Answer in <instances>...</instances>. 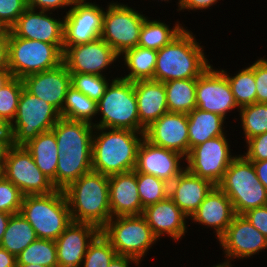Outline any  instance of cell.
<instances>
[{
    "instance_id": "cell-53",
    "label": "cell",
    "mask_w": 267,
    "mask_h": 267,
    "mask_svg": "<svg viewBox=\"0 0 267 267\" xmlns=\"http://www.w3.org/2000/svg\"><path fill=\"white\" fill-rule=\"evenodd\" d=\"M257 174V178L267 189V160L251 161Z\"/></svg>"
},
{
    "instance_id": "cell-21",
    "label": "cell",
    "mask_w": 267,
    "mask_h": 267,
    "mask_svg": "<svg viewBox=\"0 0 267 267\" xmlns=\"http://www.w3.org/2000/svg\"><path fill=\"white\" fill-rule=\"evenodd\" d=\"M100 233L95 225L72 221L55 240L58 267H81L89 245Z\"/></svg>"
},
{
    "instance_id": "cell-25",
    "label": "cell",
    "mask_w": 267,
    "mask_h": 267,
    "mask_svg": "<svg viewBox=\"0 0 267 267\" xmlns=\"http://www.w3.org/2000/svg\"><path fill=\"white\" fill-rule=\"evenodd\" d=\"M214 186L210 181L184 169L169 184L168 196L190 218Z\"/></svg>"
},
{
    "instance_id": "cell-11",
    "label": "cell",
    "mask_w": 267,
    "mask_h": 267,
    "mask_svg": "<svg viewBox=\"0 0 267 267\" xmlns=\"http://www.w3.org/2000/svg\"><path fill=\"white\" fill-rule=\"evenodd\" d=\"M231 142L226 133L191 148L185 158L186 169L218 186L230 163L238 155L231 152Z\"/></svg>"
},
{
    "instance_id": "cell-35",
    "label": "cell",
    "mask_w": 267,
    "mask_h": 267,
    "mask_svg": "<svg viewBox=\"0 0 267 267\" xmlns=\"http://www.w3.org/2000/svg\"><path fill=\"white\" fill-rule=\"evenodd\" d=\"M227 78L234 100L239 108L256 103V82L254 61L247 67L239 69L234 74L226 69L218 68Z\"/></svg>"
},
{
    "instance_id": "cell-24",
    "label": "cell",
    "mask_w": 267,
    "mask_h": 267,
    "mask_svg": "<svg viewBox=\"0 0 267 267\" xmlns=\"http://www.w3.org/2000/svg\"><path fill=\"white\" fill-rule=\"evenodd\" d=\"M109 196L111 217L143 213L135 170L109 176Z\"/></svg>"
},
{
    "instance_id": "cell-8",
    "label": "cell",
    "mask_w": 267,
    "mask_h": 267,
    "mask_svg": "<svg viewBox=\"0 0 267 267\" xmlns=\"http://www.w3.org/2000/svg\"><path fill=\"white\" fill-rule=\"evenodd\" d=\"M63 63V52L54 44L17 37L9 33V70L13 77H24L56 68Z\"/></svg>"
},
{
    "instance_id": "cell-38",
    "label": "cell",
    "mask_w": 267,
    "mask_h": 267,
    "mask_svg": "<svg viewBox=\"0 0 267 267\" xmlns=\"http://www.w3.org/2000/svg\"><path fill=\"white\" fill-rule=\"evenodd\" d=\"M239 123L244 141L267 132V103H254L239 109Z\"/></svg>"
},
{
    "instance_id": "cell-43",
    "label": "cell",
    "mask_w": 267,
    "mask_h": 267,
    "mask_svg": "<svg viewBox=\"0 0 267 267\" xmlns=\"http://www.w3.org/2000/svg\"><path fill=\"white\" fill-rule=\"evenodd\" d=\"M24 195L14 184L0 176V211L10 214L20 212Z\"/></svg>"
},
{
    "instance_id": "cell-54",
    "label": "cell",
    "mask_w": 267,
    "mask_h": 267,
    "mask_svg": "<svg viewBox=\"0 0 267 267\" xmlns=\"http://www.w3.org/2000/svg\"><path fill=\"white\" fill-rule=\"evenodd\" d=\"M16 264V257L0 247V267H16Z\"/></svg>"
},
{
    "instance_id": "cell-15",
    "label": "cell",
    "mask_w": 267,
    "mask_h": 267,
    "mask_svg": "<svg viewBox=\"0 0 267 267\" xmlns=\"http://www.w3.org/2000/svg\"><path fill=\"white\" fill-rule=\"evenodd\" d=\"M224 263L253 258L267 250V239L244 215H235L226 232L218 239ZM237 259V260H234Z\"/></svg>"
},
{
    "instance_id": "cell-41",
    "label": "cell",
    "mask_w": 267,
    "mask_h": 267,
    "mask_svg": "<svg viewBox=\"0 0 267 267\" xmlns=\"http://www.w3.org/2000/svg\"><path fill=\"white\" fill-rule=\"evenodd\" d=\"M116 256L111 243L100 233L89 245L81 267H109Z\"/></svg>"
},
{
    "instance_id": "cell-22",
    "label": "cell",
    "mask_w": 267,
    "mask_h": 267,
    "mask_svg": "<svg viewBox=\"0 0 267 267\" xmlns=\"http://www.w3.org/2000/svg\"><path fill=\"white\" fill-rule=\"evenodd\" d=\"M22 81L29 93L48 102L61 113L67 90L71 86V75L64 63L50 70L30 74Z\"/></svg>"
},
{
    "instance_id": "cell-56",
    "label": "cell",
    "mask_w": 267,
    "mask_h": 267,
    "mask_svg": "<svg viewBox=\"0 0 267 267\" xmlns=\"http://www.w3.org/2000/svg\"><path fill=\"white\" fill-rule=\"evenodd\" d=\"M0 136H12L10 123L0 115Z\"/></svg>"
},
{
    "instance_id": "cell-50",
    "label": "cell",
    "mask_w": 267,
    "mask_h": 267,
    "mask_svg": "<svg viewBox=\"0 0 267 267\" xmlns=\"http://www.w3.org/2000/svg\"><path fill=\"white\" fill-rule=\"evenodd\" d=\"M0 70H9V35L0 37Z\"/></svg>"
},
{
    "instance_id": "cell-14",
    "label": "cell",
    "mask_w": 267,
    "mask_h": 267,
    "mask_svg": "<svg viewBox=\"0 0 267 267\" xmlns=\"http://www.w3.org/2000/svg\"><path fill=\"white\" fill-rule=\"evenodd\" d=\"M91 0H75L64 14V46H75L101 37L104 5Z\"/></svg>"
},
{
    "instance_id": "cell-6",
    "label": "cell",
    "mask_w": 267,
    "mask_h": 267,
    "mask_svg": "<svg viewBox=\"0 0 267 267\" xmlns=\"http://www.w3.org/2000/svg\"><path fill=\"white\" fill-rule=\"evenodd\" d=\"M218 187L231 200L237 215L267 205V189L257 178L253 163L241 153L232 160Z\"/></svg>"
},
{
    "instance_id": "cell-29",
    "label": "cell",
    "mask_w": 267,
    "mask_h": 267,
    "mask_svg": "<svg viewBox=\"0 0 267 267\" xmlns=\"http://www.w3.org/2000/svg\"><path fill=\"white\" fill-rule=\"evenodd\" d=\"M23 146L32 155L40 171L52 181L56 188V169L59 154L54 131L42 132Z\"/></svg>"
},
{
    "instance_id": "cell-26",
    "label": "cell",
    "mask_w": 267,
    "mask_h": 267,
    "mask_svg": "<svg viewBox=\"0 0 267 267\" xmlns=\"http://www.w3.org/2000/svg\"><path fill=\"white\" fill-rule=\"evenodd\" d=\"M95 127L87 122L60 118L52 130L59 156L92 155V137Z\"/></svg>"
},
{
    "instance_id": "cell-31",
    "label": "cell",
    "mask_w": 267,
    "mask_h": 267,
    "mask_svg": "<svg viewBox=\"0 0 267 267\" xmlns=\"http://www.w3.org/2000/svg\"><path fill=\"white\" fill-rule=\"evenodd\" d=\"M158 19H151L149 16L145 18L140 31L138 46L160 50L185 29L184 23H180L178 20L173 24V27H170L172 23L169 21L165 23V20Z\"/></svg>"
},
{
    "instance_id": "cell-57",
    "label": "cell",
    "mask_w": 267,
    "mask_h": 267,
    "mask_svg": "<svg viewBox=\"0 0 267 267\" xmlns=\"http://www.w3.org/2000/svg\"><path fill=\"white\" fill-rule=\"evenodd\" d=\"M13 78L10 70H0V89Z\"/></svg>"
},
{
    "instance_id": "cell-30",
    "label": "cell",
    "mask_w": 267,
    "mask_h": 267,
    "mask_svg": "<svg viewBox=\"0 0 267 267\" xmlns=\"http://www.w3.org/2000/svg\"><path fill=\"white\" fill-rule=\"evenodd\" d=\"M156 58L157 50L154 49L136 46L125 51L119 56L118 62L120 66H118V68L122 65L121 68H126L125 70L127 72L123 70L125 74L121 73V75L119 74V77L131 82L138 80H153Z\"/></svg>"
},
{
    "instance_id": "cell-51",
    "label": "cell",
    "mask_w": 267,
    "mask_h": 267,
    "mask_svg": "<svg viewBox=\"0 0 267 267\" xmlns=\"http://www.w3.org/2000/svg\"><path fill=\"white\" fill-rule=\"evenodd\" d=\"M13 146L12 136H0V172L2 173L9 149Z\"/></svg>"
},
{
    "instance_id": "cell-13",
    "label": "cell",
    "mask_w": 267,
    "mask_h": 267,
    "mask_svg": "<svg viewBox=\"0 0 267 267\" xmlns=\"http://www.w3.org/2000/svg\"><path fill=\"white\" fill-rule=\"evenodd\" d=\"M117 61L119 56L101 38L85 44L63 46V63L70 73L114 77L109 73H112Z\"/></svg>"
},
{
    "instance_id": "cell-49",
    "label": "cell",
    "mask_w": 267,
    "mask_h": 267,
    "mask_svg": "<svg viewBox=\"0 0 267 267\" xmlns=\"http://www.w3.org/2000/svg\"><path fill=\"white\" fill-rule=\"evenodd\" d=\"M176 7H178L176 12H203L206 9H213L214 5L218 4L221 0H177ZM211 7V8H210ZM198 10V11H197ZM203 10V11H202Z\"/></svg>"
},
{
    "instance_id": "cell-12",
    "label": "cell",
    "mask_w": 267,
    "mask_h": 267,
    "mask_svg": "<svg viewBox=\"0 0 267 267\" xmlns=\"http://www.w3.org/2000/svg\"><path fill=\"white\" fill-rule=\"evenodd\" d=\"M1 175L19 188L24 196L47 195L56 190L24 146L13 145L9 149Z\"/></svg>"
},
{
    "instance_id": "cell-9",
    "label": "cell",
    "mask_w": 267,
    "mask_h": 267,
    "mask_svg": "<svg viewBox=\"0 0 267 267\" xmlns=\"http://www.w3.org/2000/svg\"><path fill=\"white\" fill-rule=\"evenodd\" d=\"M103 17L101 39L108 44L118 56L138 46L139 35L147 15L124 2H107Z\"/></svg>"
},
{
    "instance_id": "cell-4",
    "label": "cell",
    "mask_w": 267,
    "mask_h": 267,
    "mask_svg": "<svg viewBox=\"0 0 267 267\" xmlns=\"http://www.w3.org/2000/svg\"><path fill=\"white\" fill-rule=\"evenodd\" d=\"M96 127L127 129L145 133L138 117L134 82L114 78L97 102ZM99 119V120H98Z\"/></svg>"
},
{
    "instance_id": "cell-59",
    "label": "cell",
    "mask_w": 267,
    "mask_h": 267,
    "mask_svg": "<svg viewBox=\"0 0 267 267\" xmlns=\"http://www.w3.org/2000/svg\"><path fill=\"white\" fill-rule=\"evenodd\" d=\"M235 267V264H229V263H224V262H220V263H216V265H213L211 267Z\"/></svg>"
},
{
    "instance_id": "cell-5",
    "label": "cell",
    "mask_w": 267,
    "mask_h": 267,
    "mask_svg": "<svg viewBox=\"0 0 267 267\" xmlns=\"http://www.w3.org/2000/svg\"><path fill=\"white\" fill-rule=\"evenodd\" d=\"M20 213L34 228L38 239L56 240L72 222L63 190L23 197Z\"/></svg>"
},
{
    "instance_id": "cell-20",
    "label": "cell",
    "mask_w": 267,
    "mask_h": 267,
    "mask_svg": "<svg viewBox=\"0 0 267 267\" xmlns=\"http://www.w3.org/2000/svg\"><path fill=\"white\" fill-rule=\"evenodd\" d=\"M142 215L159 241L167 236L175 243H180L186 237L185 234L190 227L187 215L169 196L160 202L146 206Z\"/></svg>"
},
{
    "instance_id": "cell-2",
    "label": "cell",
    "mask_w": 267,
    "mask_h": 267,
    "mask_svg": "<svg viewBox=\"0 0 267 267\" xmlns=\"http://www.w3.org/2000/svg\"><path fill=\"white\" fill-rule=\"evenodd\" d=\"M185 27L168 45L157 50L154 81L198 78L211 65L202 42Z\"/></svg>"
},
{
    "instance_id": "cell-58",
    "label": "cell",
    "mask_w": 267,
    "mask_h": 267,
    "mask_svg": "<svg viewBox=\"0 0 267 267\" xmlns=\"http://www.w3.org/2000/svg\"><path fill=\"white\" fill-rule=\"evenodd\" d=\"M10 33V28L0 19V37H7Z\"/></svg>"
},
{
    "instance_id": "cell-40",
    "label": "cell",
    "mask_w": 267,
    "mask_h": 267,
    "mask_svg": "<svg viewBox=\"0 0 267 267\" xmlns=\"http://www.w3.org/2000/svg\"><path fill=\"white\" fill-rule=\"evenodd\" d=\"M70 75L71 86L96 102H98L105 94L109 83L114 78L119 77V74L116 75V77L92 75L87 73H70Z\"/></svg>"
},
{
    "instance_id": "cell-3",
    "label": "cell",
    "mask_w": 267,
    "mask_h": 267,
    "mask_svg": "<svg viewBox=\"0 0 267 267\" xmlns=\"http://www.w3.org/2000/svg\"><path fill=\"white\" fill-rule=\"evenodd\" d=\"M71 219L89 223L100 230L112 218L109 205V176L89 171L64 190Z\"/></svg>"
},
{
    "instance_id": "cell-23",
    "label": "cell",
    "mask_w": 267,
    "mask_h": 267,
    "mask_svg": "<svg viewBox=\"0 0 267 267\" xmlns=\"http://www.w3.org/2000/svg\"><path fill=\"white\" fill-rule=\"evenodd\" d=\"M235 215L231 200L218 186H214L189 218V225L194 223L204 229L212 228L211 231L213 230L218 240L226 232Z\"/></svg>"
},
{
    "instance_id": "cell-17",
    "label": "cell",
    "mask_w": 267,
    "mask_h": 267,
    "mask_svg": "<svg viewBox=\"0 0 267 267\" xmlns=\"http://www.w3.org/2000/svg\"><path fill=\"white\" fill-rule=\"evenodd\" d=\"M10 30L20 38L54 44L63 52L64 15L62 14L27 8Z\"/></svg>"
},
{
    "instance_id": "cell-18",
    "label": "cell",
    "mask_w": 267,
    "mask_h": 267,
    "mask_svg": "<svg viewBox=\"0 0 267 267\" xmlns=\"http://www.w3.org/2000/svg\"><path fill=\"white\" fill-rule=\"evenodd\" d=\"M184 169L183 155L155 146L143 138L137 151L136 172L156 176L170 184Z\"/></svg>"
},
{
    "instance_id": "cell-39",
    "label": "cell",
    "mask_w": 267,
    "mask_h": 267,
    "mask_svg": "<svg viewBox=\"0 0 267 267\" xmlns=\"http://www.w3.org/2000/svg\"><path fill=\"white\" fill-rule=\"evenodd\" d=\"M138 193L142 206L160 202L169 194V183L156 176L136 172Z\"/></svg>"
},
{
    "instance_id": "cell-27",
    "label": "cell",
    "mask_w": 267,
    "mask_h": 267,
    "mask_svg": "<svg viewBox=\"0 0 267 267\" xmlns=\"http://www.w3.org/2000/svg\"><path fill=\"white\" fill-rule=\"evenodd\" d=\"M140 124L146 129L169 112L163 82L138 80L134 82Z\"/></svg>"
},
{
    "instance_id": "cell-34",
    "label": "cell",
    "mask_w": 267,
    "mask_h": 267,
    "mask_svg": "<svg viewBox=\"0 0 267 267\" xmlns=\"http://www.w3.org/2000/svg\"><path fill=\"white\" fill-rule=\"evenodd\" d=\"M60 117L87 122L96 127L97 102L70 86L65 96Z\"/></svg>"
},
{
    "instance_id": "cell-44",
    "label": "cell",
    "mask_w": 267,
    "mask_h": 267,
    "mask_svg": "<svg viewBox=\"0 0 267 267\" xmlns=\"http://www.w3.org/2000/svg\"><path fill=\"white\" fill-rule=\"evenodd\" d=\"M26 9V0H0V19L11 28Z\"/></svg>"
},
{
    "instance_id": "cell-33",
    "label": "cell",
    "mask_w": 267,
    "mask_h": 267,
    "mask_svg": "<svg viewBox=\"0 0 267 267\" xmlns=\"http://www.w3.org/2000/svg\"><path fill=\"white\" fill-rule=\"evenodd\" d=\"M196 80L177 79L164 82L169 112L188 114L196 108Z\"/></svg>"
},
{
    "instance_id": "cell-7",
    "label": "cell",
    "mask_w": 267,
    "mask_h": 267,
    "mask_svg": "<svg viewBox=\"0 0 267 267\" xmlns=\"http://www.w3.org/2000/svg\"><path fill=\"white\" fill-rule=\"evenodd\" d=\"M101 233L118 256L133 257L141 263L159 242L142 214L112 217Z\"/></svg>"
},
{
    "instance_id": "cell-19",
    "label": "cell",
    "mask_w": 267,
    "mask_h": 267,
    "mask_svg": "<svg viewBox=\"0 0 267 267\" xmlns=\"http://www.w3.org/2000/svg\"><path fill=\"white\" fill-rule=\"evenodd\" d=\"M144 138L155 146L175 151L186 158L189 154L188 115L165 113L146 128Z\"/></svg>"
},
{
    "instance_id": "cell-32",
    "label": "cell",
    "mask_w": 267,
    "mask_h": 267,
    "mask_svg": "<svg viewBox=\"0 0 267 267\" xmlns=\"http://www.w3.org/2000/svg\"><path fill=\"white\" fill-rule=\"evenodd\" d=\"M37 239L34 228L19 212L11 215L0 247L17 257L28 245Z\"/></svg>"
},
{
    "instance_id": "cell-46",
    "label": "cell",
    "mask_w": 267,
    "mask_h": 267,
    "mask_svg": "<svg viewBox=\"0 0 267 267\" xmlns=\"http://www.w3.org/2000/svg\"><path fill=\"white\" fill-rule=\"evenodd\" d=\"M256 103H267V60L258 57L254 61Z\"/></svg>"
},
{
    "instance_id": "cell-37",
    "label": "cell",
    "mask_w": 267,
    "mask_h": 267,
    "mask_svg": "<svg viewBox=\"0 0 267 267\" xmlns=\"http://www.w3.org/2000/svg\"><path fill=\"white\" fill-rule=\"evenodd\" d=\"M16 260V265L40 264L45 267H58L55 240L37 239L28 245Z\"/></svg>"
},
{
    "instance_id": "cell-28",
    "label": "cell",
    "mask_w": 267,
    "mask_h": 267,
    "mask_svg": "<svg viewBox=\"0 0 267 267\" xmlns=\"http://www.w3.org/2000/svg\"><path fill=\"white\" fill-rule=\"evenodd\" d=\"M189 151L209 139L223 136L227 121L221 115L195 108L188 114ZM226 124V126H225Z\"/></svg>"
},
{
    "instance_id": "cell-48",
    "label": "cell",
    "mask_w": 267,
    "mask_h": 267,
    "mask_svg": "<svg viewBox=\"0 0 267 267\" xmlns=\"http://www.w3.org/2000/svg\"><path fill=\"white\" fill-rule=\"evenodd\" d=\"M243 215L267 239V205L248 210Z\"/></svg>"
},
{
    "instance_id": "cell-10",
    "label": "cell",
    "mask_w": 267,
    "mask_h": 267,
    "mask_svg": "<svg viewBox=\"0 0 267 267\" xmlns=\"http://www.w3.org/2000/svg\"><path fill=\"white\" fill-rule=\"evenodd\" d=\"M60 118L52 105L23 88L15 119L10 124L12 144L23 146L40 133L52 130Z\"/></svg>"
},
{
    "instance_id": "cell-55",
    "label": "cell",
    "mask_w": 267,
    "mask_h": 267,
    "mask_svg": "<svg viewBox=\"0 0 267 267\" xmlns=\"http://www.w3.org/2000/svg\"><path fill=\"white\" fill-rule=\"evenodd\" d=\"M12 214L0 211V243L3 239L5 230Z\"/></svg>"
},
{
    "instance_id": "cell-60",
    "label": "cell",
    "mask_w": 267,
    "mask_h": 267,
    "mask_svg": "<svg viewBox=\"0 0 267 267\" xmlns=\"http://www.w3.org/2000/svg\"><path fill=\"white\" fill-rule=\"evenodd\" d=\"M16 267H45L40 264L16 265Z\"/></svg>"
},
{
    "instance_id": "cell-1",
    "label": "cell",
    "mask_w": 267,
    "mask_h": 267,
    "mask_svg": "<svg viewBox=\"0 0 267 267\" xmlns=\"http://www.w3.org/2000/svg\"><path fill=\"white\" fill-rule=\"evenodd\" d=\"M144 133L95 127L92 137V170L111 176L135 170Z\"/></svg>"
},
{
    "instance_id": "cell-45",
    "label": "cell",
    "mask_w": 267,
    "mask_h": 267,
    "mask_svg": "<svg viewBox=\"0 0 267 267\" xmlns=\"http://www.w3.org/2000/svg\"><path fill=\"white\" fill-rule=\"evenodd\" d=\"M246 152L241 153L249 161L267 160V132L257 135L246 142Z\"/></svg>"
},
{
    "instance_id": "cell-16",
    "label": "cell",
    "mask_w": 267,
    "mask_h": 267,
    "mask_svg": "<svg viewBox=\"0 0 267 267\" xmlns=\"http://www.w3.org/2000/svg\"><path fill=\"white\" fill-rule=\"evenodd\" d=\"M195 97L197 108L219 114L227 120L228 113L240 109L226 76L213 64L197 78Z\"/></svg>"
},
{
    "instance_id": "cell-42",
    "label": "cell",
    "mask_w": 267,
    "mask_h": 267,
    "mask_svg": "<svg viewBox=\"0 0 267 267\" xmlns=\"http://www.w3.org/2000/svg\"><path fill=\"white\" fill-rule=\"evenodd\" d=\"M23 88L22 79L13 77L0 89V115L10 124L15 119Z\"/></svg>"
},
{
    "instance_id": "cell-52",
    "label": "cell",
    "mask_w": 267,
    "mask_h": 267,
    "mask_svg": "<svg viewBox=\"0 0 267 267\" xmlns=\"http://www.w3.org/2000/svg\"><path fill=\"white\" fill-rule=\"evenodd\" d=\"M134 264L135 267L141 266V262L137 259L129 256H116L112 262L110 263L109 267H132L131 265Z\"/></svg>"
},
{
    "instance_id": "cell-36",
    "label": "cell",
    "mask_w": 267,
    "mask_h": 267,
    "mask_svg": "<svg viewBox=\"0 0 267 267\" xmlns=\"http://www.w3.org/2000/svg\"><path fill=\"white\" fill-rule=\"evenodd\" d=\"M92 170V155L59 156L56 189L64 190L70 183Z\"/></svg>"
},
{
    "instance_id": "cell-61",
    "label": "cell",
    "mask_w": 267,
    "mask_h": 267,
    "mask_svg": "<svg viewBox=\"0 0 267 267\" xmlns=\"http://www.w3.org/2000/svg\"><path fill=\"white\" fill-rule=\"evenodd\" d=\"M152 1L155 2L156 0H152ZM163 1H164L165 3H167V2H168V3H172V0H158V1H156V2H161V3H162Z\"/></svg>"
},
{
    "instance_id": "cell-47",
    "label": "cell",
    "mask_w": 267,
    "mask_h": 267,
    "mask_svg": "<svg viewBox=\"0 0 267 267\" xmlns=\"http://www.w3.org/2000/svg\"><path fill=\"white\" fill-rule=\"evenodd\" d=\"M75 0H26L27 8L35 9V10H42V11H51V12H59L60 9H64L61 14L67 10V7H72Z\"/></svg>"
}]
</instances>
